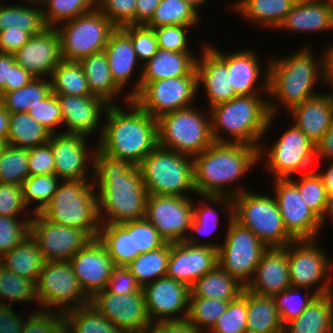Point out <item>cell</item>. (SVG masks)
<instances>
[{
    "label": "cell",
    "mask_w": 333,
    "mask_h": 333,
    "mask_svg": "<svg viewBox=\"0 0 333 333\" xmlns=\"http://www.w3.org/2000/svg\"><path fill=\"white\" fill-rule=\"evenodd\" d=\"M307 45L289 56L268 58L271 116H277L283 106L290 111L294 106L319 95L320 92L315 90L319 81L330 87L329 50L324 49L318 58Z\"/></svg>",
    "instance_id": "7a4b0ae2"
},
{
    "label": "cell",
    "mask_w": 333,
    "mask_h": 333,
    "mask_svg": "<svg viewBox=\"0 0 333 333\" xmlns=\"http://www.w3.org/2000/svg\"><path fill=\"white\" fill-rule=\"evenodd\" d=\"M294 106L289 117L317 145L333 123V88Z\"/></svg>",
    "instance_id": "f546056e"
},
{
    "label": "cell",
    "mask_w": 333,
    "mask_h": 333,
    "mask_svg": "<svg viewBox=\"0 0 333 333\" xmlns=\"http://www.w3.org/2000/svg\"><path fill=\"white\" fill-rule=\"evenodd\" d=\"M28 150L7 144L0 155V183L22 185L29 176Z\"/></svg>",
    "instance_id": "f5cc1de1"
},
{
    "label": "cell",
    "mask_w": 333,
    "mask_h": 333,
    "mask_svg": "<svg viewBox=\"0 0 333 333\" xmlns=\"http://www.w3.org/2000/svg\"><path fill=\"white\" fill-rule=\"evenodd\" d=\"M273 184L274 197L287 233L294 240L317 239L322 229L321 219L301 198L297 186L290 179H274Z\"/></svg>",
    "instance_id": "ac0fdd59"
},
{
    "label": "cell",
    "mask_w": 333,
    "mask_h": 333,
    "mask_svg": "<svg viewBox=\"0 0 333 333\" xmlns=\"http://www.w3.org/2000/svg\"><path fill=\"white\" fill-rule=\"evenodd\" d=\"M134 259L148 251L163 246L166 242L156 228L145 218L133 221Z\"/></svg>",
    "instance_id": "be15d7a7"
},
{
    "label": "cell",
    "mask_w": 333,
    "mask_h": 333,
    "mask_svg": "<svg viewBox=\"0 0 333 333\" xmlns=\"http://www.w3.org/2000/svg\"><path fill=\"white\" fill-rule=\"evenodd\" d=\"M92 183L97 190L101 224H123L145 217L148 192L138 166L97 148Z\"/></svg>",
    "instance_id": "6da1fadb"
},
{
    "label": "cell",
    "mask_w": 333,
    "mask_h": 333,
    "mask_svg": "<svg viewBox=\"0 0 333 333\" xmlns=\"http://www.w3.org/2000/svg\"><path fill=\"white\" fill-rule=\"evenodd\" d=\"M90 304L124 333H143L151 325L143 290L118 295L105 289L97 292Z\"/></svg>",
    "instance_id": "ffe728a7"
},
{
    "label": "cell",
    "mask_w": 333,
    "mask_h": 333,
    "mask_svg": "<svg viewBox=\"0 0 333 333\" xmlns=\"http://www.w3.org/2000/svg\"><path fill=\"white\" fill-rule=\"evenodd\" d=\"M45 262L31 235L0 257L1 266L36 283Z\"/></svg>",
    "instance_id": "74e56055"
},
{
    "label": "cell",
    "mask_w": 333,
    "mask_h": 333,
    "mask_svg": "<svg viewBox=\"0 0 333 333\" xmlns=\"http://www.w3.org/2000/svg\"><path fill=\"white\" fill-rule=\"evenodd\" d=\"M258 162L257 147L243 143L214 142L193 157L196 194L232 198L237 196L247 188L245 186L237 188L232 185L242 181L241 178L247 177L248 172L252 171L254 166H259Z\"/></svg>",
    "instance_id": "3957f363"
},
{
    "label": "cell",
    "mask_w": 333,
    "mask_h": 333,
    "mask_svg": "<svg viewBox=\"0 0 333 333\" xmlns=\"http://www.w3.org/2000/svg\"><path fill=\"white\" fill-rule=\"evenodd\" d=\"M329 165L323 171L316 170L318 175L321 177L327 196H333V160H329Z\"/></svg>",
    "instance_id": "b9fcfbb0"
},
{
    "label": "cell",
    "mask_w": 333,
    "mask_h": 333,
    "mask_svg": "<svg viewBox=\"0 0 333 333\" xmlns=\"http://www.w3.org/2000/svg\"><path fill=\"white\" fill-rule=\"evenodd\" d=\"M38 302L34 280L21 277L0 265V305Z\"/></svg>",
    "instance_id": "c3c4849f"
},
{
    "label": "cell",
    "mask_w": 333,
    "mask_h": 333,
    "mask_svg": "<svg viewBox=\"0 0 333 333\" xmlns=\"http://www.w3.org/2000/svg\"><path fill=\"white\" fill-rule=\"evenodd\" d=\"M233 200V219L251 230L268 248L286 247L294 239L287 233L274 196L249 190Z\"/></svg>",
    "instance_id": "9c48e42d"
},
{
    "label": "cell",
    "mask_w": 333,
    "mask_h": 333,
    "mask_svg": "<svg viewBox=\"0 0 333 333\" xmlns=\"http://www.w3.org/2000/svg\"><path fill=\"white\" fill-rule=\"evenodd\" d=\"M316 159L323 162L333 160V123L316 145Z\"/></svg>",
    "instance_id": "11e5206c"
},
{
    "label": "cell",
    "mask_w": 333,
    "mask_h": 333,
    "mask_svg": "<svg viewBox=\"0 0 333 333\" xmlns=\"http://www.w3.org/2000/svg\"><path fill=\"white\" fill-rule=\"evenodd\" d=\"M136 0H96V7L116 28L135 25Z\"/></svg>",
    "instance_id": "94428289"
},
{
    "label": "cell",
    "mask_w": 333,
    "mask_h": 333,
    "mask_svg": "<svg viewBox=\"0 0 333 333\" xmlns=\"http://www.w3.org/2000/svg\"><path fill=\"white\" fill-rule=\"evenodd\" d=\"M15 62L13 54L0 53V98L6 93V83H9L10 68Z\"/></svg>",
    "instance_id": "2a66077c"
},
{
    "label": "cell",
    "mask_w": 333,
    "mask_h": 333,
    "mask_svg": "<svg viewBox=\"0 0 333 333\" xmlns=\"http://www.w3.org/2000/svg\"><path fill=\"white\" fill-rule=\"evenodd\" d=\"M245 289L236 278L230 276L219 265L197 279L190 287L193 297L232 301Z\"/></svg>",
    "instance_id": "f35d334b"
},
{
    "label": "cell",
    "mask_w": 333,
    "mask_h": 333,
    "mask_svg": "<svg viewBox=\"0 0 333 333\" xmlns=\"http://www.w3.org/2000/svg\"><path fill=\"white\" fill-rule=\"evenodd\" d=\"M31 35L24 30L8 28L0 32V53L14 54L22 48Z\"/></svg>",
    "instance_id": "89a4df30"
},
{
    "label": "cell",
    "mask_w": 333,
    "mask_h": 333,
    "mask_svg": "<svg viewBox=\"0 0 333 333\" xmlns=\"http://www.w3.org/2000/svg\"><path fill=\"white\" fill-rule=\"evenodd\" d=\"M33 78L32 74L15 62L10 68L9 83H6V92H12L26 86Z\"/></svg>",
    "instance_id": "753ad0ef"
},
{
    "label": "cell",
    "mask_w": 333,
    "mask_h": 333,
    "mask_svg": "<svg viewBox=\"0 0 333 333\" xmlns=\"http://www.w3.org/2000/svg\"><path fill=\"white\" fill-rule=\"evenodd\" d=\"M230 301L193 297L190 294L187 319L200 333H208L226 311Z\"/></svg>",
    "instance_id": "816d5d0a"
},
{
    "label": "cell",
    "mask_w": 333,
    "mask_h": 333,
    "mask_svg": "<svg viewBox=\"0 0 333 333\" xmlns=\"http://www.w3.org/2000/svg\"><path fill=\"white\" fill-rule=\"evenodd\" d=\"M87 140L86 136L80 134H51L48 143L54 156V174L60 180L92 179L93 158L97 148L90 149Z\"/></svg>",
    "instance_id": "d6986e66"
},
{
    "label": "cell",
    "mask_w": 333,
    "mask_h": 333,
    "mask_svg": "<svg viewBox=\"0 0 333 333\" xmlns=\"http://www.w3.org/2000/svg\"><path fill=\"white\" fill-rule=\"evenodd\" d=\"M13 56L15 61L35 78H49L63 61L57 29L48 27L42 33L31 36Z\"/></svg>",
    "instance_id": "484cf974"
},
{
    "label": "cell",
    "mask_w": 333,
    "mask_h": 333,
    "mask_svg": "<svg viewBox=\"0 0 333 333\" xmlns=\"http://www.w3.org/2000/svg\"><path fill=\"white\" fill-rule=\"evenodd\" d=\"M91 179L62 180L50 204L41 212L49 221L86 231L97 238L101 221Z\"/></svg>",
    "instance_id": "8992f818"
},
{
    "label": "cell",
    "mask_w": 333,
    "mask_h": 333,
    "mask_svg": "<svg viewBox=\"0 0 333 333\" xmlns=\"http://www.w3.org/2000/svg\"><path fill=\"white\" fill-rule=\"evenodd\" d=\"M51 92L55 95H91L84 70L79 62L63 60L49 77Z\"/></svg>",
    "instance_id": "f6af8a7d"
},
{
    "label": "cell",
    "mask_w": 333,
    "mask_h": 333,
    "mask_svg": "<svg viewBox=\"0 0 333 333\" xmlns=\"http://www.w3.org/2000/svg\"><path fill=\"white\" fill-rule=\"evenodd\" d=\"M247 330L255 333H283L284 325L274 297L247 290Z\"/></svg>",
    "instance_id": "60d3db41"
},
{
    "label": "cell",
    "mask_w": 333,
    "mask_h": 333,
    "mask_svg": "<svg viewBox=\"0 0 333 333\" xmlns=\"http://www.w3.org/2000/svg\"><path fill=\"white\" fill-rule=\"evenodd\" d=\"M227 222L224 241L218 248V265L246 287L268 247L233 218Z\"/></svg>",
    "instance_id": "5bb4252c"
},
{
    "label": "cell",
    "mask_w": 333,
    "mask_h": 333,
    "mask_svg": "<svg viewBox=\"0 0 333 333\" xmlns=\"http://www.w3.org/2000/svg\"><path fill=\"white\" fill-rule=\"evenodd\" d=\"M317 241L294 240L284 248L287 250L291 287L314 288L318 295H326L333 292V261Z\"/></svg>",
    "instance_id": "7c38bea8"
},
{
    "label": "cell",
    "mask_w": 333,
    "mask_h": 333,
    "mask_svg": "<svg viewBox=\"0 0 333 333\" xmlns=\"http://www.w3.org/2000/svg\"><path fill=\"white\" fill-rule=\"evenodd\" d=\"M218 265V249L192 245L185 241L170 243L167 277L191 287Z\"/></svg>",
    "instance_id": "603a6c76"
},
{
    "label": "cell",
    "mask_w": 333,
    "mask_h": 333,
    "mask_svg": "<svg viewBox=\"0 0 333 333\" xmlns=\"http://www.w3.org/2000/svg\"><path fill=\"white\" fill-rule=\"evenodd\" d=\"M198 92L195 68L187 76L146 83L132 100L149 115L158 118L167 112L194 106Z\"/></svg>",
    "instance_id": "9a60e30c"
},
{
    "label": "cell",
    "mask_w": 333,
    "mask_h": 333,
    "mask_svg": "<svg viewBox=\"0 0 333 333\" xmlns=\"http://www.w3.org/2000/svg\"><path fill=\"white\" fill-rule=\"evenodd\" d=\"M22 316L9 305H0V333H21L25 319Z\"/></svg>",
    "instance_id": "8c879c8a"
},
{
    "label": "cell",
    "mask_w": 333,
    "mask_h": 333,
    "mask_svg": "<svg viewBox=\"0 0 333 333\" xmlns=\"http://www.w3.org/2000/svg\"><path fill=\"white\" fill-rule=\"evenodd\" d=\"M122 29L130 36L136 56L143 66L157 53L155 31L145 25H129Z\"/></svg>",
    "instance_id": "91938a15"
},
{
    "label": "cell",
    "mask_w": 333,
    "mask_h": 333,
    "mask_svg": "<svg viewBox=\"0 0 333 333\" xmlns=\"http://www.w3.org/2000/svg\"><path fill=\"white\" fill-rule=\"evenodd\" d=\"M329 50L330 87L333 88V43L327 47Z\"/></svg>",
    "instance_id": "deb4b68c"
},
{
    "label": "cell",
    "mask_w": 333,
    "mask_h": 333,
    "mask_svg": "<svg viewBox=\"0 0 333 333\" xmlns=\"http://www.w3.org/2000/svg\"><path fill=\"white\" fill-rule=\"evenodd\" d=\"M243 333H255V332H252V331H249V330H245Z\"/></svg>",
    "instance_id": "5803f987"
},
{
    "label": "cell",
    "mask_w": 333,
    "mask_h": 333,
    "mask_svg": "<svg viewBox=\"0 0 333 333\" xmlns=\"http://www.w3.org/2000/svg\"><path fill=\"white\" fill-rule=\"evenodd\" d=\"M329 219L331 221H333V196H328V199L326 202V208H325L324 214L321 219L322 228H324V224H325V222H327L326 220H329Z\"/></svg>",
    "instance_id": "979ff035"
},
{
    "label": "cell",
    "mask_w": 333,
    "mask_h": 333,
    "mask_svg": "<svg viewBox=\"0 0 333 333\" xmlns=\"http://www.w3.org/2000/svg\"><path fill=\"white\" fill-rule=\"evenodd\" d=\"M51 133L28 112L10 113L7 144L33 148L49 142Z\"/></svg>",
    "instance_id": "b9f144b4"
},
{
    "label": "cell",
    "mask_w": 333,
    "mask_h": 333,
    "mask_svg": "<svg viewBox=\"0 0 333 333\" xmlns=\"http://www.w3.org/2000/svg\"><path fill=\"white\" fill-rule=\"evenodd\" d=\"M279 138L272 143L271 148H258L259 161L264 160L267 174L272 179H289L315 170L312 167L316 161V145L295 124H291ZM266 157V159H265Z\"/></svg>",
    "instance_id": "30bf717a"
},
{
    "label": "cell",
    "mask_w": 333,
    "mask_h": 333,
    "mask_svg": "<svg viewBox=\"0 0 333 333\" xmlns=\"http://www.w3.org/2000/svg\"><path fill=\"white\" fill-rule=\"evenodd\" d=\"M31 219L0 215V257L30 235Z\"/></svg>",
    "instance_id": "680465c9"
},
{
    "label": "cell",
    "mask_w": 333,
    "mask_h": 333,
    "mask_svg": "<svg viewBox=\"0 0 333 333\" xmlns=\"http://www.w3.org/2000/svg\"><path fill=\"white\" fill-rule=\"evenodd\" d=\"M60 181L55 174L28 176L23 181L22 192L26 206L36 202L33 214L41 213L50 204Z\"/></svg>",
    "instance_id": "681fc988"
},
{
    "label": "cell",
    "mask_w": 333,
    "mask_h": 333,
    "mask_svg": "<svg viewBox=\"0 0 333 333\" xmlns=\"http://www.w3.org/2000/svg\"><path fill=\"white\" fill-rule=\"evenodd\" d=\"M0 3V32L8 28L24 30L31 36L42 33L47 27L39 0L24 1V5Z\"/></svg>",
    "instance_id": "8d00e7d4"
},
{
    "label": "cell",
    "mask_w": 333,
    "mask_h": 333,
    "mask_svg": "<svg viewBox=\"0 0 333 333\" xmlns=\"http://www.w3.org/2000/svg\"><path fill=\"white\" fill-rule=\"evenodd\" d=\"M36 285L40 310L64 314L91 302L69 261L45 262Z\"/></svg>",
    "instance_id": "4fadbf2b"
},
{
    "label": "cell",
    "mask_w": 333,
    "mask_h": 333,
    "mask_svg": "<svg viewBox=\"0 0 333 333\" xmlns=\"http://www.w3.org/2000/svg\"><path fill=\"white\" fill-rule=\"evenodd\" d=\"M10 112H8L0 101V140L7 141Z\"/></svg>",
    "instance_id": "09005b40"
},
{
    "label": "cell",
    "mask_w": 333,
    "mask_h": 333,
    "mask_svg": "<svg viewBox=\"0 0 333 333\" xmlns=\"http://www.w3.org/2000/svg\"><path fill=\"white\" fill-rule=\"evenodd\" d=\"M29 209L23 199L22 185L0 183V215L20 218L31 219L32 215L22 216L21 213ZM20 216V217H19Z\"/></svg>",
    "instance_id": "e7e4bbea"
},
{
    "label": "cell",
    "mask_w": 333,
    "mask_h": 333,
    "mask_svg": "<svg viewBox=\"0 0 333 333\" xmlns=\"http://www.w3.org/2000/svg\"><path fill=\"white\" fill-rule=\"evenodd\" d=\"M30 235L46 262L69 261L93 239L82 229L49 221L42 213H32Z\"/></svg>",
    "instance_id": "e0dca14e"
},
{
    "label": "cell",
    "mask_w": 333,
    "mask_h": 333,
    "mask_svg": "<svg viewBox=\"0 0 333 333\" xmlns=\"http://www.w3.org/2000/svg\"><path fill=\"white\" fill-rule=\"evenodd\" d=\"M298 188L301 198L307 206L320 218L324 214L328 196L321 177L313 170L299 175V178H289Z\"/></svg>",
    "instance_id": "db71d44e"
},
{
    "label": "cell",
    "mask_w": 333,
    "mask_h": 333,
    "mask_svg": "<svg viewBox=\"0 0 333 333\" xmlns=\"http://www.w3.org/2000/svg\"><path fill=\"white\" fill-rule=\"evenodd\" d=\"M47 27L56 28L63 22L88 13L96 6V0H39Z\"/></svg>",
    "instance_id": "f907efd6"
},
{
    "label": "cell",
    "mask_w": 333,
    "mask_h": 333,
    "mask_svg": "<svg viewBox=\"0 0 333 333\" xmlns=\"http://www.w3.org/2000/svg\"><path fill=\"white\" fill-rule=\"evenodd\" d=\"M202 47L196 59L197 86L199 91L201 87L205 92L209 110L238 95L230 87V72L226 63L206 43H202Z\"/></svg>",
    "instance_id": "4316f807"
},
{
    "label": "cell",
    "mask_w": 333,
    "mask_h": 333,
    "mask_svg": "<svg viewBox=\"0 0 333 333\" xmlns=\"http://www.w3.org/2000/svg\"><path fill=\"white\" fill-rule=\"evenodd\" d=\"M143 333H200L188 321L182 320L159 321L152 323Z\"/></svg>",
    "instance_id": "2644e50d"
},
{
    "label": "cell",
    "mask_w": 333,
    "mask_h": 333,
    "mask_svg": "<svg viewBox=\"0 0 333 333\" xmlns=\"http://www.w3.org/2000/svg\"><path fill=\"white\" fill-rule=\"evenodd\" d=\"M186 3L190 4L193 8H195L199 13H200V9L201 7L203 8L206 4V2L208 3V0H184ZM200 8V9H199Z\"/></svg>",
    "instance_id": "67dfc351"
},
{
    "label": "cell",
    "mask_w": 333,
    "mask_h": 333,
    "mask_svg": "<svg viewBox=\"0 0 333 333\" xmlns=\"http://www.w3.org/2000/svg\"><path fill=\"white\" fill-rule=\"evenodd\" d=\"M298 0H238L230 5L243 20L255 22L257 26L275 29L284 20ZM235 10V11H234Z\"/></svg>",
    "instance_id": "836d02e7"
},
{
    "label": "cell",
    "mask_w": 333,
    "mask_h": 333,
    "mask_svg": "<svg viewBox=\"0 0 333 333\" xmlns=\"http://www.w3.org/2000/svg\"><path fill=\"white\" fill-rule=\"evenodd\" d=\"M206 44L226 63L230 72V87H233L238 96L269 94V60L266 61L267 67L263 73L259 61L261 59L254 49L246 48L223 53L216 45L213 46V43L206 42ZM260 78H263L262 82L259 81Z\"/></svg>",
    "instance_id": "7402d4cb"
},
{
    "label": "cell",
    "mask_w": 333,
    "mask_h": 333,
    "mask_svg": "<svg viewBox=\"0 0 333 333\" xmlns=\"http://www.w3.org/2000/svg\"><path fill=\"white\" fill-rule=\"evenodd\" d=\"M195 106L157 118L158 145L194 157L214 143L208 109Z\"/></svg>",
    "instance_id": "ba28073f"
},
{
    "label": "cell",
    "mask_w": 333,
    "mask_h": 333,
    "mask_svg": "<svg viewBox=\"0 0 333 333\" xmlns=\"http://www.w3.org/2000/svg\"><path fill=\"white\" fill-rule=\"evenodd\" d=\"M283 333H333V292L318 295L299 317L284 325Z\"/></svg>",
    "instance_id": "e575fe53"
},
{
    "label": "cell",
    "mask_w": 333,
    "mask_h": 333,
    "mask_svg": "<svg viewBox=\"0 0 333 333\" xmlns=\"http://www.w3.org/2000/svg\"><path fill=\"white\" fill-rule=\"evenodd\" d=\"M290 286L287 250L272 247L263 253L245 288L258 295L274 297Z\"/></svg>",
    "instance_id": "f1b7e54d"
},
{
    "label": "cell",
    "mask_w": 333,
    "mask_h": 333,
    "mask_svg": "<svg viewBox=\"0 0 333 333\" xmlns=\"http://www.w3.org/2000/svg\"><path fill=\"white\" fill-rule=\"evenodd\" d=\"M63 321L72 333H124L90 303L65 312Z\"/></svg>",
    "instance_id": "ee69618b"
},
{
    "label": "cell",
    "mask_w": 333,
    "mask_h": 333,
    "mask_svg": "<svg viewBox=\"0 0 333 333\" xmlns=\"http://www.w3.org/2000/svg\"><path fill=\"white\" fill-rule=\"evenodd\" d=\"M106 290L118 295H129L142 290V287L126 267L116 266L111 273Z\"/></svg>",
    "instance_id": "a7ac6f4b"
},
{
    "label": "cell",
    "mask_w": 333,
    "mask_h": 333,
    "mask_svg": "<svg viewBox=\"0 0 333 333\" xmlns=\"http://www.w3.org/2000/svg\"><path fill=\"white\" fill-rule=\"evenodd\" d=\"M65 61L79 62L82 58L104 51L113 23L95 6L91 11L56 27Z\"/></svg>",
    "instance_id": "8fae6325"
},
{
    "label": "cell",
    "mask_w": 333,
    "mask_h": 333,
    "mask_svg": "<svg viewBox=\"0 0 333 333\" xmlns=\"http://www.w3.org/2000/svg\"><path fill=\"white\" fill-rule=\"evenodd\" d=\"M28 169L29 176L54 174V156L49 143L28 150Z\"/></svg>",
    "instance_id": "003e7915"
},
{
    "label": "cell",
    "mask_w": 333,
    "mask_h": 333,
    "mask_svg": "<svg viewBox=\"0 0 333 333\" xmlns=\"http://www.w3.org/2000/svg\"><path fill=\"white\" fill-rule=\"evenodd\" d=\"M321 33L333 30V5L328 1L298 0L276 30Z\"/></svg>",
    "instance_id": "4dcf8cb0"
},
{
    "label": "cell",
    "mask_w": 333,
    "mask_h": 333,
    "mask_svg": "<svg viewBox=\"0 0 333 333\" xmlns=\"http://www.w3.org/2000/svg\"><path fill=\"white\" fill-rule=\"evenodd\" d=\"M69 262L74 275L90 298L106 289L111 273L116 267L98 238L92 239L81 248Z\"/></svg>",
    "instance_id": "d4e9b609"
},
{
    "label": "cell",
    "mask_w": 333,
    "mask_h": 333,
    "mask_svg": "<svg viewBox=\"0 0 333 333\" xmlns=\"http://www.w3.org/2000/svg\"><path fill=\"white\" fill-rule=\"evenodd\" d=\"M48 80V81H47ZM33 78L26 86L12 92H6L0 101L10 113L28 112L48 97L51 92L49 79Z\"/></svg>",
    "instance_id": "7dc6e473"
},
{
    "label": "cell",
    "mask_w": 333,
    "mask_h": 333,
    "mask_svg": "<svg viewBox=\"0 0 333 333\" xmlns=\"http://www.w3.org/2000/svg\"><path fill=\"white\" fill-rule=\"evenodd\" d=\"M104 52L113 80L122 90L127 89L126 86L133 79L131 77L136 74V67H140L137 65H141L130 36L122 28H116L110 35Z\"/></svg>",
    "instance_id": "d6a6232c"
},
{
    "label": "cell",
    "mask_w": 333,
    "mask_h": 333,
    "mask_svg": "<svg viewBox=\"0 0 333 333\" xmlns=\"http://www.w3.org/2000/svg\"><path fill=\"white\" fill-rule=\"evenodd\" d=\"M146 310L151 324L187 318L190 287L167 276L145 285Z\"/></svg>",
    "instance_id": "44dd1931"
},
{
    "label": "cell",
    "mask_w": 333,
    "mask_h": 333,
    "mask_svg": "<svg viewBox=\"0 0 333 333\" xmlns=\"http://www.w3.org/2000/svg\"><path fill=\"white\" fill-rule=\"evenodd\" d=\"M192 197L148 195L144 218L156 228L165 242H182L190 234L195 204Z\"/></svg>",
    "instance_id": "2e32d148"
},
{
    "label": "cell",
    "mask_w": 333,
    "mask_h": 333,
    "mask_svg": "<svg viewBox=\"0 0 333 333\" xmlns=\"http://www.w3.org/2000/svg\"><path fill=\"white\" fill-rule=\"evenodd\" d=\"M124 105L129 110L118 104L108 106L97 148L105 155L138 166L158 146L157 118L133 100Z\"/></svg>",
    "instance_id": "277c9868"
},
{
    "label": "cell",
    "mask_w": 333,
    "mask_h": 333,
    "mask_svg": "<svg viewBox=\"0 0 333 333\" xmlns=\"http://www.w3.org/2000/svg\"><path fill=\"white\" fill-rule=\"evenodd\" d=\"M197 26L167 25L153 28L157 37L158 48L179 53H193L189 46L191 28ZM189 45V46H188Z\"/></svg>",
    "instance_id": "6f0895ef"
},
{
    "label": "cell",
    "mask_w": 333,
    "mask_h": 333,
    "mask_svg": "<svg viewBox=\"0 0 333 333\" xmlns=\"http://www.w3.org/2000/svg\"><path fill=\"white\" fill-rule=\"evenodd\" d=\"M53 333H72L64 321L55 329Z\"/></svg>",
    "instance_id": "b62a3aed"
},
{
    "label": "cell",
    "mask_w": 333,
    "mask_h": 333,
    "mask_svg": "<svg viewBox=\"0 0 333 333\" xmlns=\"http://www.w3.org/2000/svg\"><path fill=\"white\" fill-rule=\"evenodd\" d=\"M304 290L307 292L305 296H302L300 292ZM317 296L318 294L314 291L310 292L305 288L291 286L274 296L275 306L278 309L282 324L285 325L292 319L299 317Z\"/></svg>",
    "instance_id": "11a10c76"
},
{
    "label": "cell",
    "mask_w": 333,
    "mask_h": 333,
    "mask_svg": "<svg viewBox=\"0 0 333 333\" xmlns=\"http://www.w3.org/2000/svg\"><path fill=\"white\" fill-rule=\"evenodd\" d=\"M62 114L64 134H80L90 137L95 133L101 135L104 114L109 106L102 98L76 95H56ZM103 114V116H102ZM102 123V124H101ZM98 129L100 131H98Z\"/></svg>",
    "instance_id": "cb8c5ba5"
},
{
    "label": "cell",
    "mask_w": 333,
    "mask_h": 333,
    "mask_svg": "<svg viewBox=\"0 0 333 333\" xmlns=\"http://www.w3.org/2000/svg\"><path fill=\"white\" fill-rule=\"evenodd\" d=\"M201 199L197 205H193V219L190 231L185 242L192 245H207L218 249L221 243H203V236H212L219 228L220 216L217 213V206L220 205L226 211L228 219L233 218V200L232 197L226 196H200ZM215 204V207H214ZM214 207V208H213ZM226 209V210H225ZM228 212V213H227ZM217 228V229H216ZM195 233V234H193ZM198 234V235H197ZM196 235V236H195ZM202 236V237H200ZM201 238V239H200Z\"/></svg>",
    "instance_id": "1f68e13d"
},
{
    "label": "cell",
    "mask_w": 333,
    "mask_h": 333,
    "mask_svg": "<svg viewBox=\"0 0 333 333\" xmlns=\"http://www.w3.org/2000/svg\"><path fill=\"white\" fill-rule=\"evenodd\" d=\"M138 167L148 195L190 197L189 193L196 194L192 156L158 145Z\"/></svg>",
    "instance_id": "52a82bcc"
},
{
    "label": "cell",
    "mask_w": 333,
    "mask_h": 333,
    "mask_svg": "<svg viewBox=\"0 0 333 333\" xmlns=\"http://www.w3.org/2000/svg\"><path fill=\"white\" fill-rule=\"evenodd\" d=\"M159 2L160 0H136L135 25H146L153 16Z\"/></svg>",
    "instance_id": "34e18365"
},
{
    "label": "cell",
    "mask_w": 333,
    "mask_h": 333,
    "mask_svg": "<svg viewBox=\"0 0 333 333\" xmlns=\"http://www.w3.org/2000/svg\"><path fill=\"white\" fill-rule=\"evenodd\" d=\"M170 243L138 255L126 268L136 277L143 288L145 285L167 275Z\"/></svg>",
    "instance_id": "7bdbcfd3"
},
{
    "label": "cell",
    "mask_w": 333,
    "mask_h": 333,
    "mask_svg": "<svg viewBox=\"0 0 333 333\" xmlns=\"http://www.w3.org/2000/svg\"><path fill=\"white\" fill-rule=\"evenodd\" d=\"M36 310L25 315L27 319H24L21 333H53L63 322L62 313Z\"/></svg>",
    "instance_id": "03108f58"
},
{
    "label": "cell",
    "mask_w": 333,
    "mask_h": 333,
    "mask_svg": "<svg viewBox=\"0 0 333 333\" xmlns=\"http://www.w3.org/2000/svg\"><path fill=\"white\" fill-rule=\"evenodd\" d=\"M247 330V289L229 302L226 311L219 317L208 333H243Z\"/></svg>",
    "instance_id": "9f6ffc18"
},
{
    "label": "cell",
    "mask_w": 333,
    "mask_h": 333,
    "mask_svg": "<svg viewBox=\"0 0 333 333\" xmlns=\"http://www.w3.org/2000/svg\"><path fill=\"white\" fill-rule=\"evenodd\" d=\"M209 112L215 143H243L257 148L277 117L270 115L268 94L235 96Z\"/></svg>",
    "instance_id": "5b68a950"
},
{
    "label": "cell",
    "mask_w": 333,
    "mask_h": 333,
    "mask_svg": "<svg viewBox=\"0 0 333 333\" xmlns=\"http://www.w3.org/2000/svg\"><path fill=\"white\" fill-rule=\"evenodd\" d=\"M197 54L179 53L158 48L157 53L143 66L135 86L126 92L123 104L131 101L139 90L148 82L187 76L196 68Z\"/></svg>",
    "instance_id": "83f0119b"
},
{
    "label": "cell",
    "mask_w": 333,
    "mask_h": 333,
    "mask_svg": "<svg viewBox=\"0 0 333 333\" xmlns=\"http://www.w3.org/2000/svg\"><path fill=\"white\" fill-rule=\"evenodd\" d=\"M81 64L91 95L102 98L109 105H117V96L124 92L113 80L104 51L82 58ZM120 93V94H119Z\"/></svg>",
    "instance_id": "d590c367"
},
{
    "label": "cell",
    "mask_w": 333,
    "mask_h": 333,
    "mask_svg": "<svg viewBox=\"0 0 333 333\" xmlns=\"http://www.w3.org/2000/svg\"><path fill=\"white\" fill-rule=\"evenodd\" d=\"M6 145H7L6 141L0 140V155H1L3 149L5 148Z\"/></svg>",
    "instance_id": "603ad722"
},
{
    "label": "cell",
    "mask_w": 333,
    "mask_h": 333,
    "mask_svg": "<svg viewBox=\"0 0 333 333\" xmlns=\"http://www.w3.org/2000/svg\"><path fill=\"white\" fill-rule=\"evenodd\" d=\"M98 240L117 267H127L134 260L133 221L101 224Z\"/></svg>",
    "instance_id": "ab89813d"
},
{
    "label": "cell",
    "mask_w": 333,
    "mask_h": 333,
    "mask_svg": "<svg viewBox=\"0 0 333 333\" xmlns=\"http://www.w3.org/2000/svg\"><path fill=\"white\" fill-rule=\"evenodd\" d=\"M200 19V13L184 0H160L145 26L152 29L167 25L196 26Z\"/></svg>",
    "instance_id": "bcb514c9"
},
{
    "label": "cell",
    "mask_w": 333,
    "mask_h": 333,
    "mask_svg": "<svg viewBox=\"0 0 333 333\" xmlns=\"http://www.w3.org/2000/svg\"><path fill=\"white\" fill-rule=\"evenodd\" d=\"M29 115L41 123L51 134H57L59 126L62 127V114L59 99L53 93L40 101L36 106L29 108Z\"/></svg>",
    "instance_id": "6125c7cd"
}]
</instances>
